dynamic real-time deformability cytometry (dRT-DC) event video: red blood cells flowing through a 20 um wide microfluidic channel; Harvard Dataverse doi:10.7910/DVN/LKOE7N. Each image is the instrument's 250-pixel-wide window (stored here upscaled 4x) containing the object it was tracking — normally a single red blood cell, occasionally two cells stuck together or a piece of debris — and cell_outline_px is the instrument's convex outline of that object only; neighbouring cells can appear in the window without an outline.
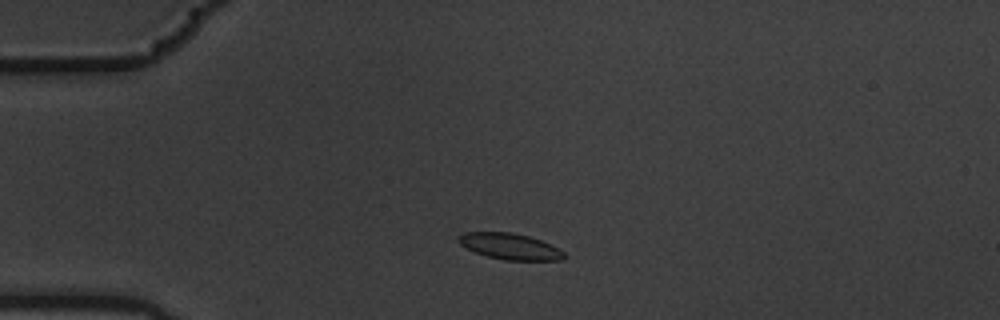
{"species": "common noctule bat (a hibernating species)", "species_latin": "Nyctalus noctula", "temperature_condition": "warm", "stored_images_in_passage": 5, "camera_frame_rate_fps": 3000, "um_per_image_px": 0.085, "animal": {"sex": "male", "body_mass_g": 19.5, "forearm_length_mm": 54.6}, "frame": {"image": 1, "passage_image": 2, "time_ms": 0.333, "image_size_px": [1000, 320], "cell_outline_px": [[568, 256], [560, 260], [504, 260], [488, 256], [476, 252], [460, 244], [456, 240], [456, 236], [464, 232], [512, 232], [528, 236], [540, 240], [564, 252]], "centroid_in_image_um": [43.31, 20.93], "position_along_channel_um": 41.7, "area_um2": 15.95}}
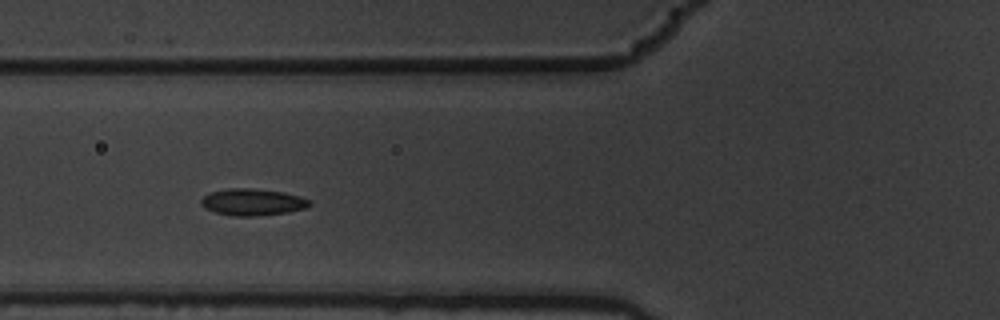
{"frame": {"image": 2, "passage_image": 4, "time_ms": 1.0, "image_size_px": [1000, 320], "cell_outline_px": [[312, 204], [304, 208], [288, 212], [256, 216], [232, 216], [216, 212], [204, 208], [200, 204], [200, 200], [208, 192], [228, 188], [248, 188], [284, 192], [300, 196], [312, 200]], "centroid_in_image_um": [21.45, 17.17], "position_along_channel_um": 104.3, "area_um2": 17.05}}
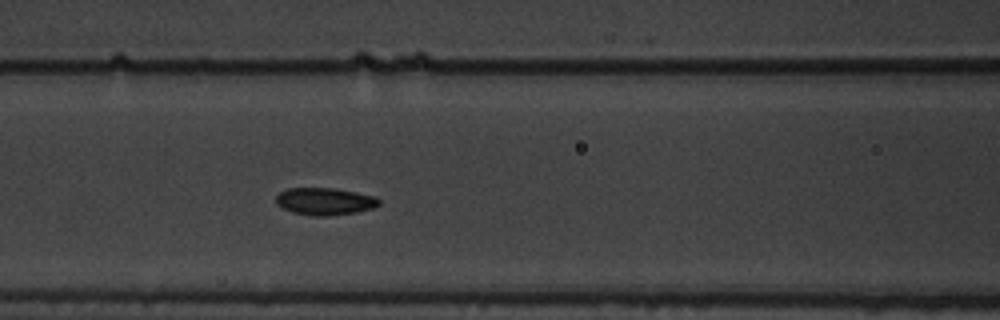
{"frame": {"image": 3, "passage_image": 5, "time_ms": 1.333, "image_size_px": [1000, 320], "cell_outline_px": [[380, 204], [372, 208], [356, 212], [328, 216], [316, 216], [292, 212], [276, 204], [276, 196], [280, 192], [288, 188], [332, 188], [356, 192], [372, 196], [380, 200]], "centroid_in_image_um": [27.59, 17.11], "position_along_channel_um": 139.0, "area_um2": 16.18}}